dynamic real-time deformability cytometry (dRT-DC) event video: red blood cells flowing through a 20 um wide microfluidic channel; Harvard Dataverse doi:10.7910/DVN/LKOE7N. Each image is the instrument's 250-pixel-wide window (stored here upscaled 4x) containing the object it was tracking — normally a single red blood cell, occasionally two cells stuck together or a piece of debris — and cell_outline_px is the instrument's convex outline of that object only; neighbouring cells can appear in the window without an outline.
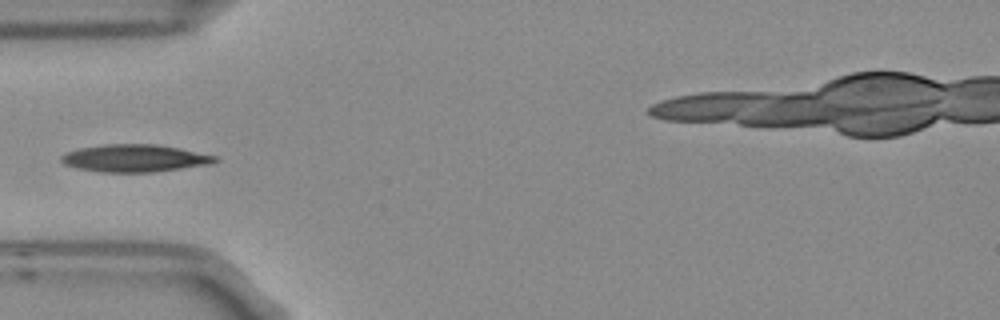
{"species": "Egyptian fruit bat (a non-hibernating species)", "species_latin": "Rousettus aegyptiacus", "temperature_condition": "room temperature", "stored_images_in_passage": 6, "camera_frame_rate_fps": 3000, "um_per_image_px": 0.085, "frame": {"image": 1, "passage_image": 5, "time_ms": 1.333, "image_size_px": [1000, 320], "cell_outline_px": [[220, 160], [212, 164], [152, 172], [100, 172], [76, 168], [64, 164], [60, 160], [60, 156], [68, 152], [80, 148], [104, 144], [156, 144], [180, 148], [216, 156]], "centroid_in_image_um": [11.46, 13.45], "position_along_channel_um": 73.5, "area_um2": 24.62}}